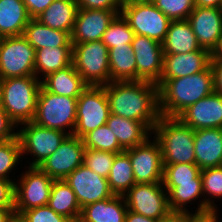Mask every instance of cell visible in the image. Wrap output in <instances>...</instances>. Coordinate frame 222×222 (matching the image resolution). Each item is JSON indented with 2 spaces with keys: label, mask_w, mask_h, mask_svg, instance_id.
<instances>
[{
  "label": "cell",
  "mask_w": 222,
  "mask_h": 222,
  "mask_svg": "<svg viewBox=\"0 0 222 222\" xmlns=\"http://www.w3.org/2000/svg\"><path fill=\"white\" fill-rule=\"evenodd\" d=\"M110 113L142 122L151 132L160 118L158 86L148 81H112L105 85Z\"/></svg>",
  "instance_id": "cell-1"
},
{
  "label": "cell",
  "mask_w": 222,
  "mask_h": 222,
  "mask_svg": "<svg viewBox=\"0 0 222 222\" xmlns=\"http://www.w3.org/2000/svg\"><path fill=\"white\" fill-rule=\"evenodd\" d=\"M158 97L160 116L177 117L188 106L214 92L211 66L190 76L159 80Z\"/></svg>",
  "instance_id": "cell-2"
},
{
  "label": "cell",
  "mask_w": 222,
  "mask_h": 222,
  "mask_svg": "<svg viewBox=\"0 0 222 222\" xmlns=\"http://www.w3.org/2000/svg\"><path fill=\"white\" fill-rule=\"evenodd\" d=\"M152 134L160 145L163 167L167 164L195 163V130L177 117L160 116Z\"/></svg>",
  "instance_id": "cell-3"
},
{
  "label": "cell",
  "mask_w": 222,
  "mask_h": 222,
  "mask_svg": "<svg viewBox=\"0 0 222 222\" xmlns=\"http://www.w3.org/2000/svg\"><path fill=\"white\" fill-rule=\"evenodd\" d=\"M40 79L25 76L0 80V102L16 126L33 121L41 88Z\"/></svg>",
  "instance_id": "cell-4"
},
{
  "label": "cell",
  "mask_w": 222,
  "mask_h": 222,
  "mask_svg": "<svg viewBox=\"0 0 222 222\" xmlns=\"http://www.w3.org/2000/svg\"><path fill=\"white\" fill-rule=\"evenodd\" d=\"M77 99L46 91L42 86L37 97L33 122L50 129L73 135L77 116ZM70 128L71 131H66Z\"/></svg>",
  "instance_id": "cell-5"
},
{
  "label": "cell",
  "mask_w": 222,
  "mask_h": 222,
  "mask_svg": "<svg viewBox=\"0 0 222 222\" xmlns=\"http://www.w3.org/2000/svg\"><path fill=\"white\" fill-rule=\"evenodd\" d=\"M72 63L87 85L110 83L108 48L101 40L72 43Z\"/></svg>",
  "instance_id": "cell-6"
},
{
  "label": "cell",
  "mask_w": 222,
  "mask_h": 222,
  "mask_svg": "<svg viewBox=\"0 0 222 222\" xmlns=\"http://www.w3.org/2000/svg\"><path fill=\"white\" fill-rule=\"evenodd\" d=\"M121 14L135 35L147 36L163 43L171 20L152 2H124Z\"/></svg>",
  "instance_id": "cell-7"
},
{
  "label": "cell",
  "mask_w": 222,
  "mask_h": 222,
  "mask_svg": "<svg viewBox=\"0 0 222 222\" xmlns=\"http://www.w3.org/2000/svg\"><path fill=\"white\" fill-rule=\"evenodd\" d=\"M36 50L21 36L0 38V80L35 76Z\"/></svg>",
  "instance_id": "cell-8"
},
{
  "label": "cell",
  "mask_w": 222,
  "mask_h": 222,
  "mask_svg": "<svg viewBox=\"0 0 222 222\" xmlns=\"http://www.w3.org/2000/svg\"><path fill=\"white\" fill-rule=\"evenodd\" d=\"M109 114L105 85H88L77 99V116L73 135L82 139L90 131L106 124Z\"/></svg>",
  "instance_id": "cell-9"
},
{
  "label": "cell",
  "mask_w": 222,
  "mask_h": 222,
  "mask_svg": "<svg viewBox=\"0 0 222 222\" xmlns=\"http://www.w3.org/2000/svg\"><path fill=\"white\" fill-rule=\"evenodd\" d=\"M21 125L24 127L17 130V137L20 141L22 156L23 154L35 156L29 167H38L68 136L64 131L43 127L33 121Z\"/></svg>",
  "instance_id": "cell-10"
},
{
  "label": "cell",
  "mask_w": 222,
  "mask_h": 222,
  "mask_svg": "<svg viewBox=\"0 0 222 222\" xmlns=\"http://www.w3.org/2000/svg\"><path fill=\"white\" fill-rule=\"evenodd\" d=\"M14 183V209L18 213L46 206L48 204L53 179L39 167H28V170Z\"/></svg>",
  "instance_id": "cell-11"
},
{
  "label": "cell",
  "mask_w": 222,
  "mask_h": 222,
  "mask_svg": "<svg viewBox=\"0 0 222 222\" xmlns=\"http://www.w3.org/2000/svg\"><path fill=\"white\" fill-rule=\"evenodd\" d=\"M123 197L128 210L154 220L164 218L171 212L163 182L136 183Z\"/></svg>",
  "instance_id": "cell-12"
},
{
  "label": "cell",
  "mask_w": 222,
  "mask_h": 222,
  "mask_svg": "<svg viewBox=\"0 0 222 222\" xmlns=\"http://www.w3.org/2000/svg\"><path fill=\"white\" fill-rule=\"evenodd\" d=\"M148 137L142 144L125 150L129 154L136 183L163 182L162 153L158 141Z\"/></svg>",
  "instance_id": "cell-13"
},
{
  "label": "cell",
  "mask_w": 222,
  "mask_h": 222,
  "mask_svg": "<svg viewBox=\"0 0 222 222\" xmlns=\"http://www.w3.org/2000/svg\"><path fill=\"white\" fill-rule=\"evenodd\" d=\"M84 153L83 139L68 135L57 150L38 167L53 180H63L83 164Z\"/></svg>",
  "instance_id": "cell-14"
},
{
  "label": "cell",
  "mask_w": 222,
  "mask_h": 222,
  "mask_svg": "<svg viewBox=\"0 0 222 222\" xmlns=\"http://www.w3.org/2000/svg\"><path fill=\"white\" fill-rule=\"evenodd\" d=\"M64 180L74 191L81 209L114 195L109 188L108 179L98 175L84 164L80 165Z\"/></svg>",
  "instance_id": "cell-15"
},
{
  "label": "cell",
  "mask_w": 222,
  "mask_h": 222,
  "mask_svg": "<svg viewBox=\"0 0 222 222\" xmlns=\"http://www.w3.org/2000/svg\"><path fill=\"white\" fill-rule=\"evenodd\" d=\"M131 46L136 57L137 81L157 84L163 69L162 44L147 36L134 35Z\"/></svg>",
  "instance_id": "cell-16"
},
{
  "label": "cell",
  "mask_w": 222,
  "mask_h": 222,
  "mask_svg": "<svg viewBox=\"0 0 222 222\" xmlns=\"http://www.w3.org/2000/svg\"><path fill=\"white\" fill-rule=\"evenodd\" d=\"M177 118L194 130L222 128V95L213 92L188 106Z\"/></svg>",
  "instance_id": "cell-17"
},
{
  "label": "cell",
  "mask_w": 222,
  "mask_h": 222,
  "mask_svg": "<svg viewBox=\"0 0 222 222\" xmlns=\"http://www.w3.org/2000/svg\"><path fill=\"white\" fill-rule=\"evenodd\" d=\"M121 10L78 9L73 31L72 43L101 40L103 33Z\"/></svg>",
  "instance_id": "cell-18"
},
{
  "label": "cell",
  "mask_w": 222,
  "mask_h": 222,
  "mask_svg": "<svg viewBox=\"0 0 222 222\" xmlns=\"http://www.w3.org/2000/svg\"><path fill=\"white\" fill-rule=\"evenodd\" d=\"M187 20L201 48L212 52L222 35V8L195 6Z\"/></svg>",
  "instance_id": "cell-19"
},
{
  "label": "cell",
  "mask_w": 222,
  "mask_h": 222,
  "mask_svg": "<svg viewBox=\"0 0 222 222\" xmlns=\"http://www.w3.org/2000/svg\"><path fill=\"white\" fill-rule=\"evenodd\" d=\"M211 52L201 48L198 51L182 54H164L160 80H169L193 75L210 66Z\"/></svg>",
  "instance_id": "cell-20"
},
{
  "label": "cell",
  "mask_w": 222,
  "mask_h": 222,
  "mask_svg": "<svg viewBox=\"0 0 222 222\" xmlns=\"http://www.w3.org/2000/svg\"><path fill=\"white\" fill-rule=\"evenodd\" d=\"M194 153L201 170L222 166V128L195 130Z\"/></svg>",
  "instance_id": "cell-21"
},
{
  "label": "cell",
  "mask_w": 222,
  "mask_h": 222,
  "mask_svg": "<svg viewBox=\"0 0 222 222\" xmlns=\"http://www.w3.org/2000/svg\"><path fill=\"white\" fill-rule=\"evenodd\" d=\"M127 211L124 197L113 195L83 207L78 222H125Z\"/></svg>",
  "instance_id": "cell-22"
},
{
  "label": "cell",
  "mask_w": 222,
  "mask_h": 222,
  "mask_svg": "<svg viewBox=\"0 0 222 222\" xmlns=\"http://www.w3.org/2000/svg\"><path fill=\"white\" fill-rule=\"evenodd\" d=\"M41 86L57 95L78 98L88 86L77 73L73 63L41 80Z\"/></svg>",
  "instance_id": "cell-23"
},
{
  "label": "cell",
  "mask_w": 222,
  "mask_h": 222,
  "mask_svg": "<svg viewBox=\"0 0 222 222\" xmlns=\"http://www.w3.org/2000/svg\"><path fill=\"white\" fill-rule=\"evenodd\" d=\"M22 36L35 50L48 47H72L71 35L68 32L52 29L35 18L26 25Z\"/></svg>",
  "instance_id": "cell-24"
},
{
  "label": "cell",
  "mask_w": 222,
  "mask_h": 222,
  "mask_svg": "<svg viewBox=\"0 0 222 222\" xmlns=\"http://www.w3.org/2000/svg\"><path fill=\"white\" fill-rule=\"evenodd\" d=\"M164 54H182L201 49L188 20L171 21L162 43Z\"/></svg>",
  "instance_id": "cell-25"
},
{
  "label": "cell",
  "mask_w": 222,
  "mask_h": 222,
  "mask_svg": "<svg viewBox=\"0 0 222 222\" xmlns=\"http://www.w3.org/2000/svg\"><path fill=\"white\" fill-rule=\"evenodd\" d=\"M31 19L22 0H0V38L23 35Z\"/></svg>",
  "instance_id": "cell-26"
},
{
  "label": "cell",
  "mask_w": 222,
  "mask_h": 222,
  "mask_svg": "<svg viewBox=\"0 0 222 222\" xmlns=\"http://www.w3.org/2000/svg\"><path fill=\"white\" fill-rule=\"evenodd\" d=\"M106 125L116 136L120 146L130 149L142 144L152 132L139 121L127 119L125 117L109 114Z\"/></svg>",
  "instance_id": "cell-27"
},
{
  "label": "cell",
  "mask_w": 222,
  "mask_h": 222,
  "mask_svg": "<svg viewBox=\"0 0 222 222\" xmlns=\"http://www.w3.org/2000/svg\"><path fill=\"white\" fill-rule=\"evenodd\" d=\"M77 11L78 4L76 0H54L51 5L35 19L43 25L52 29L66 31L71 35Z\"/></svg>",
  "instance_id": "cell-28"
},
{
  "label": "cell",
  "mask_w": 222,
  "mask_h": 222,
  "mask_svg": "<svg viewBox=\"0 0 222 222\" xmlns=\"http://www.w3.org/2000/svg\"><path fill=\"white\" fill-rule=\"evenodd\" d=\"M110 82L137 81L136 57L132 46H116L108 50Z\"/></svg>",
  "instance_id": "cell-29"
},
{
  "label": "cell",
  "mask_w": 222,
  "mask_h": 222,
  "mask_svg": "<svg viewBox=\"0 0 222 222\" xmlns=\"http://www.w3.org/2000/svg\"><path fill=\"white\" fill-rule=\"evenodd\" d=\"M56 213L63 215L73 222H78L81 207L77 202L74 191L65 180H54L51 195L47 204Z\"/></svg>",
  "instance_id": "cell-30"
},
{
  "label": "cell",
  "mask_w": 222,
  "mask_h": 222,
  "mask_svg": "<svg viewBox=\"0 0 222 222\" xmlns=\"http://www.w3.org/2000/svg\"><path fill=\"white\" fill-rule=\"evenodd\" d=\"M163 186L168 193V204L171 212L190 213L185 206L193 200L201 198V196L204 197L200 174L194 178V182L163 183Z\"/></svg>",
  "instance_id": "cell-31"
},
{
  "label": "cell",
  "mask_w": 222,
  "mask_h": 222,
  "mask_svg": "<svg viewBox=\"0 0 222 222\" xmlns=\"http://www.w3.org/2000/svg\"><path fill=\"white\" fill-rule=\"evenodd\" d=\"M72 63V47L41 48L36 50L35 77L59 71Z\"/></svg>",
  "instance_id": "cell-32"
},
{
  "label": "cell",
  "mask_w": 222,
  "mask_h": 222,
  "mask_svg": "<svg viewBox=\"0 0 222 222\" xmlns=\"http://www.w3.org/2000/svg\"><path fill=\"white\" fill-rule=\"evenodd\" d=\"M107 179L111 192L116 196H123L136 184L129 154L126 151L116 153Z\"/></svg>",
  "instance_id": "cell-33"
},
{
  "label": "cell",
  "mask_w": 222,
  "mask_h": 222,
  "mask_svg": "<svg viewBox=\"0 0 222 222\" xmlns=\"http://www.w3.org/2000/svg\"><path fill=\"white\" fill-rule=\"evenodd\" d=\"M200 175L203 194L208 198H203L202 201H200L196 212L193 214H205L217 211V206L211 198H222V166L203 169ZM209 196H211V198Z\"/></svg>",
  "instance_id": "cell-34"
},
{
  "label": "cell",
  "mask_w": 222,
  "mask_h": 222,
  "mask_svg": "<svg viewBox=\"0 0 222 222\" xmlns=\"http://www.w3.org/2000/svg\"><path fill=\"white\" fill-rule=\"evenodd\" d=\"M134 35V31L130 28L129 23L120 13L107 27L101 41L109 50L116 46H131Z\"/></svg>",
  "instance_id": "cell-35"
},
{
  "label": "cell",
  "mask_w": 222,
  "mask_h": 222,
  "mask_svg": "<svg viewBox=\"0 0 222 222\" xmlns=\"http://www.w3.org/2000/svg\"><path fill=\"white\" fill-rule=\"evenodd\" d=\"M84 146L88 149L120 153L125 151L119 144L110 128L104 124L87 133L83 138Z\"/></svg>",
  "instance_id": "cell-36"
},
{
  "label": "cell",
  "mask_w": 222,
  "mask_h": 222,
  "mask_svg": "<svg viewBox=\"0 0 222 222\" xmlns=\"http://www.w3.org/2000/svg\"><path fill=\"white\" fill-rule=\"evenodd\" d=\"M21 145L18 137L0 142V179L12 180L9 173L22 159ZM10 177V178H9Z\"/></svg>",
  "instance_id": "cell-37"
},
{
  "label": "cell",
  "mask_w": 222,
  "mask_h": 222,
  "mask_svg": "<svg viewBox=\"0 0 222 222\" xmlns=\"http://www.w3.org/2000/svg\"><path fill=\"white\" fill-rule=\"evenodd\" d=\"M201 173V169L195 163L167 164L163 170V183L194 182Z\"/></svg>",
  "instance_id": "cell-38"
},
{
  "label": "cell",
  "mask_w": 222,
  "mask_h": 222,
  "mask_svg": "<svg viewBox=\"0 0 222 222\" xmlns=\"http://www.w3.org/2000/svg\"><path fill=\"white\" fill-rule=\"evenodd\" d=\"M116 153L85 148L83 164L101 175L108 178Z\"/></svg>",
  "instance_id": "cell-39"
},
{
  "label": "cell",
  "mask_w": 222,
  "mask_h": 222,
  "mask_svg": "<svg viewBox=\"0 0 222 222\" xmlns=\"http://www.w3.org/2000/svg\"><path fill=\"white\" fill-rule=\"evenodd\" d=\"M152 3L171 21L188 19L195 7V0H153Z\"/></svg>",
  "instance_id": "cell-40"
},
{
  "label": "cell",
  "mask_w": 222,
  "mask_h": 222,
  "mask_svg": "<svg viewBox=\"0 0 222 222\" xmlns=\"http://www.w3.org/2000/svg\"><path fill=\"white\" fill-rule=\"evenodd\" d=\"M22 214L28 222H73L69 218L56 213L48 205L26 210Z\"/></svg>",
  "instance_id": "cell-41"
},
{
  "label": "cell",
  "mask_w": 222,
  "mask_h": 222,
  "mask_svg": "<svg viewBox=\"0 0 222 222\" xmlns=\"http://www.w3.org/2000/svg\"><path fill=\"white\" fill-rule=\"evenodd\" d=\"M78 9L121 10L122 0H76Z\"/></svg>",
  "instance_id": "cell-42"
},
{
  "label": "cell",
  "mask_w": 222,
  "mask_h": 222,
  "mask_svg": "<svg viewBox=\"0 0 222 222\" xmlns=\"http://www.w3.org/2000/svg\"><path fill=\"white\" fill-rule=\"evenodd\" d=\"M13 128L18 127H16V124L9 118L0 102V142L11 140L17 136V131H14Z\"/></svg>",
  "instance_id": "cell-43"
},
{
  "label": "cell",
  "mask_w": 222,
  "mask_h": 222,
  "mask_svg": "<svg viewBox=\"0 0 222 222\" xmlns=\"http://www.w3.org/2000/svg\"><path fill=\"white\" fill-rule=\"evenodd\" d=\"M14 179H0V208H14Z\"/></svg>",
  "instance_id": "cell-44"
},
{
  "label": "cell",
  "mask_w": 222,
  "mask_h": 222,
  "mask_svg": "<svg viewBox=\"0 0 222 222\" xmlns=\"http://www.w3.org/2000/svg\"><path fill=\"white\" fill-rule=\"evenodd\" d=\"M27 8L29 16L36 18L46 10L54 0H22Z\"/></svg>",
  "instance_id": "cell-45"
},
{
  "label": "cell",
  "mask_w": 222,
  "mask_h": 222,
  "mask_svg": "<svg viewBox=\"0 0 222 222\" xmlns=\"http://www.w3.org/2000/svg\"><path fill=\"white\" fill-rule=\"evenodd\" d=\"M213 71L214 92L222 95V60H211Z\"/></svg>",
  "instance_id": "cell-46"
},
{
  "label": "cell",
  "mask_w": 222,
  "mask_h": 222,
  "mask_svg": "<svg viewBox=\"0 0 222 222\" xmlns=\"http://www.w3.org/2000/svg\"><path fill=\"white\" fill-rule=\"evenodd\" d=\"M185 222H220L218 220L217 211L205 214H190Z\"/></svg>",
  "instance_id": "cell-47"
},
{
  "label": "cell",
  "mask_w": 222,
  "mask_h": 222,
  "mask_svg": "<svg viewBox=\"0 0 222 222\" xmlns=\"http://www.w3.org/2000/svg\"><path fill=\"white\" fill-rule=\"evenodd\" d=\"M191 213L170 212L166 217L157 220V222H185Z\"/></svg>",
  "instance_id": "cell-48"
},
{
  "label": "cell",
  "mask_w": 222,
  "mask_h": 222,
  "mask_svg": "<svg viewBox=\"0 0 222 222\" xmlns=\"http://www.w3.org/2000/svg\"><path fill=\"white\" fill-rule=\"evenodd\" d=\"M125 222H157V220L145 217L141 214L128 210L125 217Z\"/></svg>",
  "instance_id": "cell-49"
},
{
  "label": "cell",
  "mask_w": 222,
  "mask_h": 222,
  "mask_svg": "<svg viewBox=\"0 0 222 222\" xmlns=\"http://www.w3.org/2000/svg\"><path fill=\"white\" fill-rule=\"evenodd\" d=\"M195 6L205 8H222V0H195Z\"/></svg>",
  "instance_id": "cell-50"
},
{
  "label": "cell",
  "mask_w": 222,
  "mask_h": 222,
  "mask_svg": "<svg viewBox=\"0 0 222 222\" xmlns=\"http://www.w3.org/2000/svg\"><path fill=\"white\" fill-rule=\"evenodd\" d=\"M211 60H222V35L211 52Z\"/></svg>",
  "instance_id": "cell-51"
},
{
  "label": "cell",
  "mask_w": 222,
  "mask_h": 222,
  "mask_svg": "<svg viewBox=\"0 0 222 222\" xmlns=\"http://www.w3.org/2000/svg\"><path fill=\"white\" fill-rule=\"evenodd\" d=\"M14 211V208H0V222H7Z\"/></svg>",
  "instance_id": "cell-52"
},
{
  "label": "cell",
  "mask_w": 222,
  "mask_h": 222,
  "mask_svg": "<svg viewBox=\"0 0 222 222\" xmlns=\"http://www.w3.org/2000/svg\"><path fill=\"white\" fill-rule=\"evenodd\" d=\"M7 222H28L23 214L14 211Z\"/></svg>",
  "instance_id": "cell-53"
},
{
  "label": "cell",
  "mask_w": 222,
  "mask_h": 222,
  "mask_svg": "<svg viewBox=\"0 0 222 222\" xmlns=\"http://www.w3.org/2000/svg\"><path fill=\"white\" fill-rule=\"evenodd\" d=\"M153 0H122L124 2H152Z\"/></svg>",
  "instance_id": "cell-54"
}]
</instances>
